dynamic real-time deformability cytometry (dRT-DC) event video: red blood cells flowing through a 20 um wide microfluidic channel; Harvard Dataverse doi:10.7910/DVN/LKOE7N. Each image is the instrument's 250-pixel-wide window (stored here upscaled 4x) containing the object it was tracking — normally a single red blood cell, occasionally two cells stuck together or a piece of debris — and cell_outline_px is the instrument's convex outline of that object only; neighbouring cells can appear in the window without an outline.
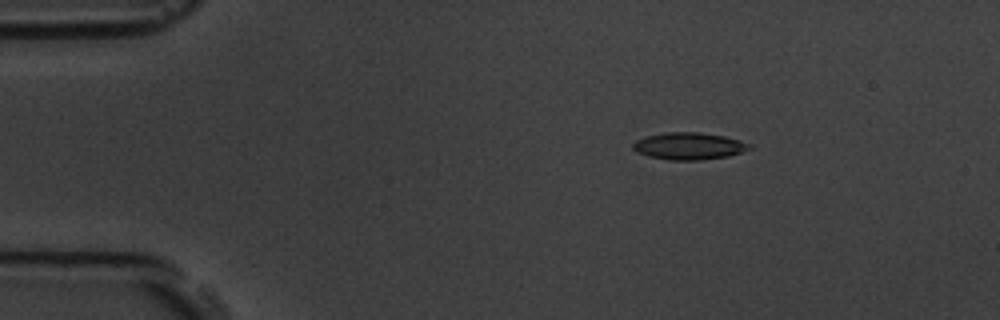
{"species": "common noctule bat (a hibernating species)", "species_latin": "Nyctalus noctula", "temperature_condition": "room temperature", "stored_images_in_passage": 5, "camera_frame_rate_fps": 3000, "um_per_image_px": 0.085, "animal": {"sex": "male", "body_mass_g": 19.5, "forearm_length_mm": 54.6}, "frame": {"image": 1, "passage_image": 3, "time_ms": 2.333, "image_size_px": [1000, 320], "cell_outline_px": [[752, 148], [728, 156], [700, 160], [668, 160], [648, 156], [636, 152], [632, 148], [632, 144], [636, 140], [648, 136], [664, 132], [700, 132], [724, 136], [740, 140], [752, 144]], "centroid_in_image_um": [58.55, 12.41], "position_along_channel_um": 26.4, "area_um2": 18.44}}